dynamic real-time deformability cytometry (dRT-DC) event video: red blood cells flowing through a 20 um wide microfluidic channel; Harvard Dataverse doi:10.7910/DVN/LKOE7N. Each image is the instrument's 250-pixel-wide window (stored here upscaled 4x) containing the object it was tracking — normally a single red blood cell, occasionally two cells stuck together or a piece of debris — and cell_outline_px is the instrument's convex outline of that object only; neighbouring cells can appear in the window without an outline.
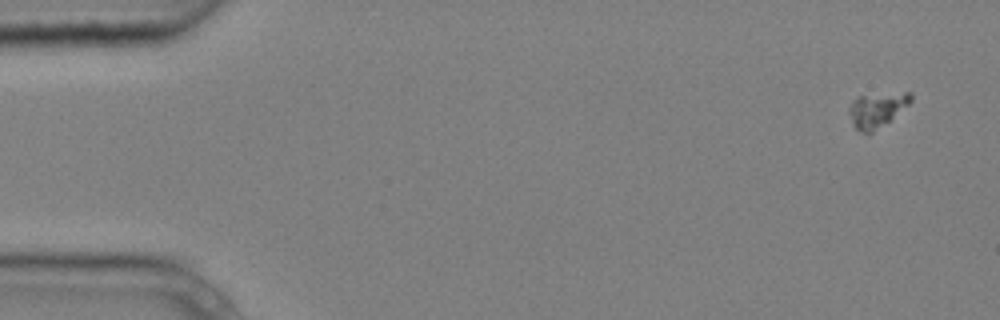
{"species": "common noctule bat (a hibernating species)", "species_latin": "Nyctalus noctula", "temperature_condition": "cold", "stored_images_in_passage": 4, "camera_frame_rate_fps": 3000, "um_per_image_px": 0.085, "animal": {"sex": "male", "body_mass_g": 20.4}, "frame": {"image": 1, "passage_image": 1, "time_ms": 0.0, "image_size_px": [1000, 320], "cell_outline_px": [[912, 100], [908, 104], [888, 120], [872, 132], [860, 132], [852, 124], [848, 112], [848, 108], [852, 100], [860, 96], [904, 92], [912, 92]], "centroid_in_image_um": [74.5, 9.31], "position_along_channel_um": 10.5, "area_um2": 12.08}}
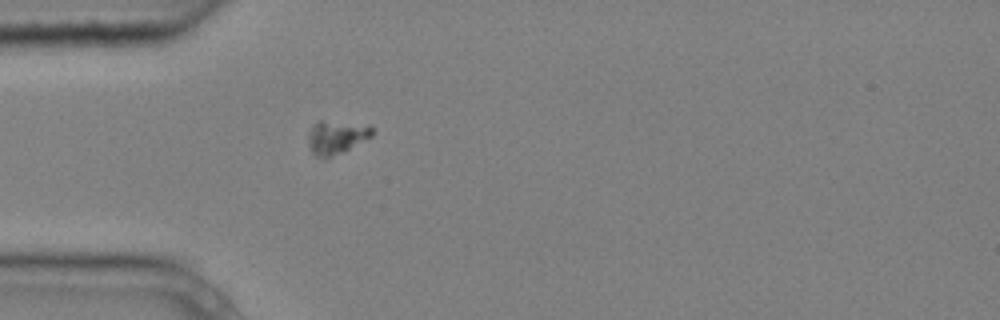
{"frame": {"image": 2, "passage_image": 4, "time_ms": 1.0, "image_size_px": [1000, 320], "cell_outline_px": [[372, 136], [324, 160], [316, 156], [312, 152], [308, 140], [308, 132], [312, 124], [320, 120], [372, 128]], "centroid_in_image_um": [28.47, 11.7], "position_along_channel_um": 56.5, "area_um2": 11.79}}